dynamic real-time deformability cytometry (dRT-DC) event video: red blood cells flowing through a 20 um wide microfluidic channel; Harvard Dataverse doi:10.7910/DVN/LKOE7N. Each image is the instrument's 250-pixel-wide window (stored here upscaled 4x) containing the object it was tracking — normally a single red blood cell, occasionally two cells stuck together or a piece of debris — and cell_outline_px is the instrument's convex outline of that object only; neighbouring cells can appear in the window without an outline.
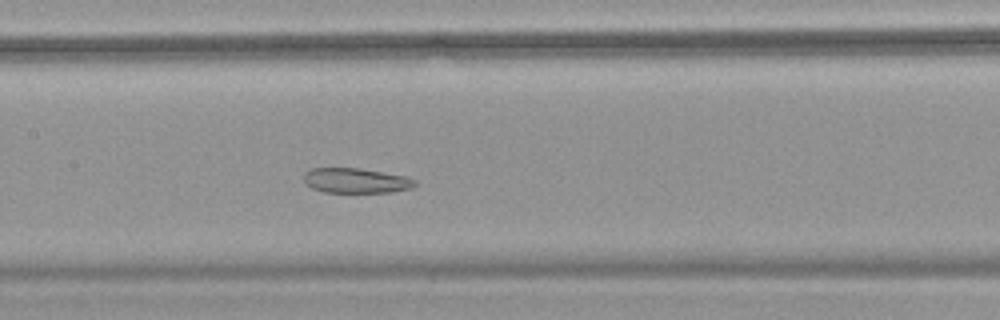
{"species": "common noctule bat (a hibernating species)", "species_latin": "Nyctalus noctula", "temperature_condition": "warm", "stored_images_in_passage": 50, "camera_frame_rate_fps": 3000, "um_per_image_px": 0.085, "animal": {"sex": "female", "body_mass_g": 18.4}, "frame": {"image": 1, "passage_image": 23, "time_ms": 7.333, "image_size_px": [1000, 320], "cell_outline_px": [[416, 184], [412, 188], [392, 192], [324, 192], [312, 188], [304, 184], [304, 172], [308, 168], [360, 168], [408, 176], [416, 180]], "centroid_in_image_um": [30.25, 15.34], "position_along_channel_um": 177.2, "area_um2": 16.42}}
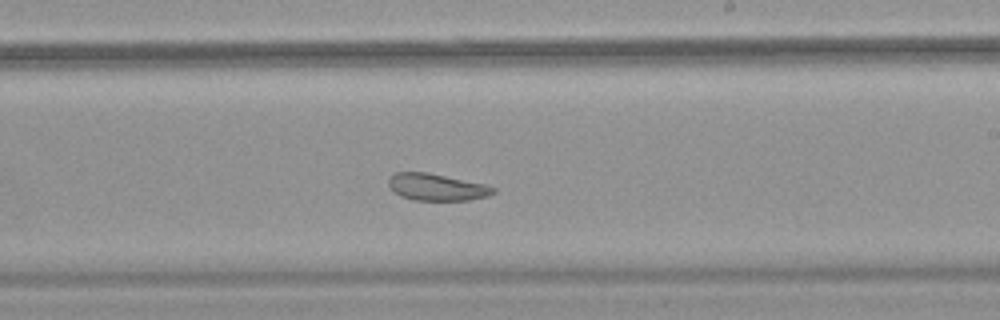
{"frame": {"image": 2, "passage_image": 29, "time_ms": 9.333, "image_size_px": [1000, 320], "cell_outline_px": [[496, 192], [488, 196], [468, 200], [416, 200], [400, 196], [388, 184], [388, 180], [396, 172], [428, 172], [488, 184], [496, 188]], "centroid_in_image_um": [37.19, 15.9], "position_along_channel_um": 251.8, "area_um2": 16.47}}
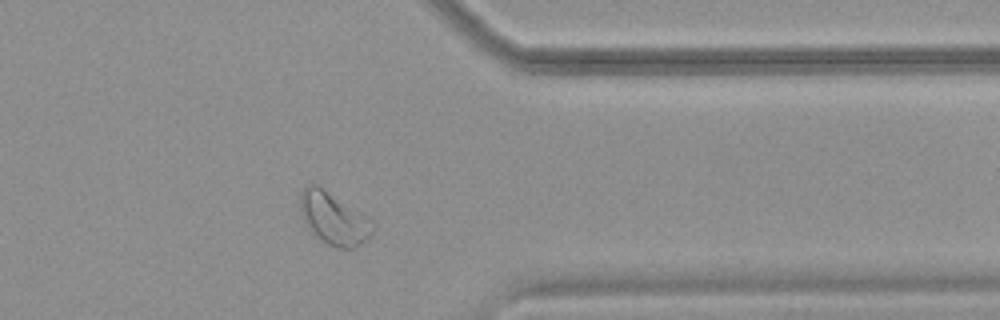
{"frame": {"image": 3, "passage_image": 40, "time_ms": 13.0, "image_size_px": [1000, 320], "cell_outline_px": [[372, 232], [360, 244], [352, 248], [336, 248], [320, 240], [304, 224], [300, 216], [300, 192], [308, 184], [316, 184], [372, 224]], "centroid_in_image_um": [28.22, 18.61], "position_along_channel_um": 383.2, "area_um2": 20.87}, "authors_computed_cell_mechanics": {"area_um2": 22.5131, "velocity_mm_per_s": 3.7545, "shape_relaxation_time_tau1_ms": null, "shape_relaxation_time_tau2_ms": 2.6222, "deformation_change_tau1": null, "deformation_change_tau2": 0.0903}}